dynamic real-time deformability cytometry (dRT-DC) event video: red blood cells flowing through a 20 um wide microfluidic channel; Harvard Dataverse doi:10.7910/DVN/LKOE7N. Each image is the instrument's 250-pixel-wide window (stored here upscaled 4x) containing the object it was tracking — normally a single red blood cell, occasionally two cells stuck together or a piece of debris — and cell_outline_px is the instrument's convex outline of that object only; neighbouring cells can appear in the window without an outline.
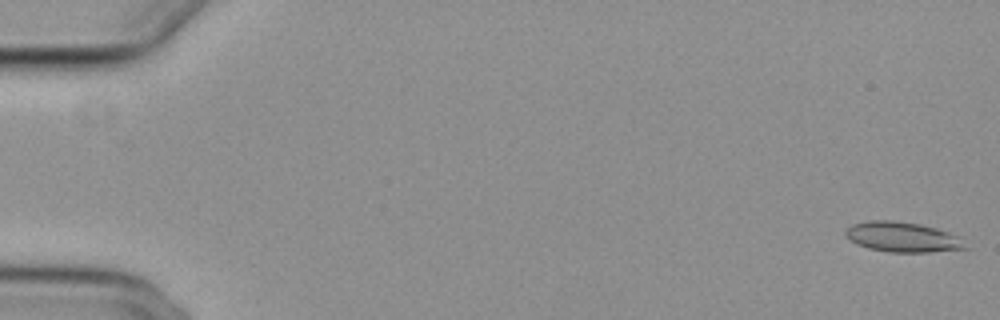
{"species": "common noctule bat (a hibernating species)", "species_latin": "Nyctalus noctula", "temperature_condition": "cold", "stored_images_in_passage": 45, "camera_frame_rate_fps": 3000, "um_per_image_px": 0.085, "animal": {"sex": "female", "body_mass_g": 29.2, "forearm_length_mm": 56.3}, "frame": {"image": 1, "passage_image": 1, "time_ms": 0.0, "image_size_px": [1000, 320], "cell_outline_px": [[972, 248], [928, 252], [888, 252], [868, 248], [856, 244], [844, 232], [852, 224], [872, 220], [892, 220], [920, 224], [936, 228], [960, 236]], "centroid_in_image_um": [76.79, 20.15], "position_along_channel_um": 8.2, "area_um2": 21.1}}
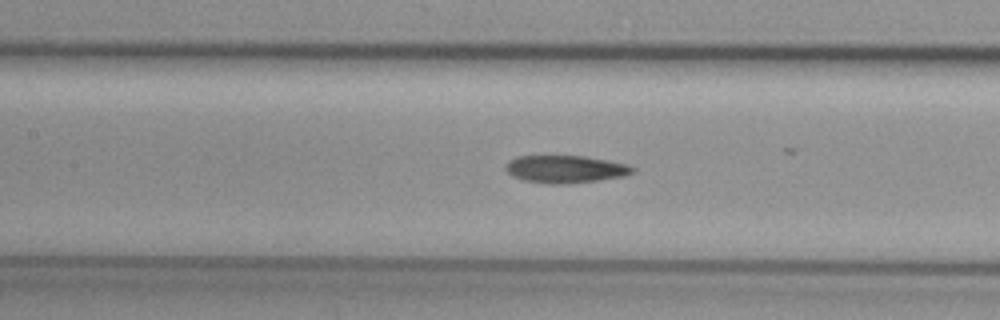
{"frame": {"image": 2, "passage_image": 26, "time_ms": 8.333, "image_size_px": [1000, 320], "cell_outline_px": [[636, 168], [632, 172], [624, 176], [568, 184], [544, 184], [524, 180], [512, 176], [504, 168], [508, 160], [516, 156], [584, 156], [608, 160], [628, 164]], "centroid_in_image_um": [48.03, 14.37], "position_along_channel_um": 159.4, "area_um2": 20.46}}
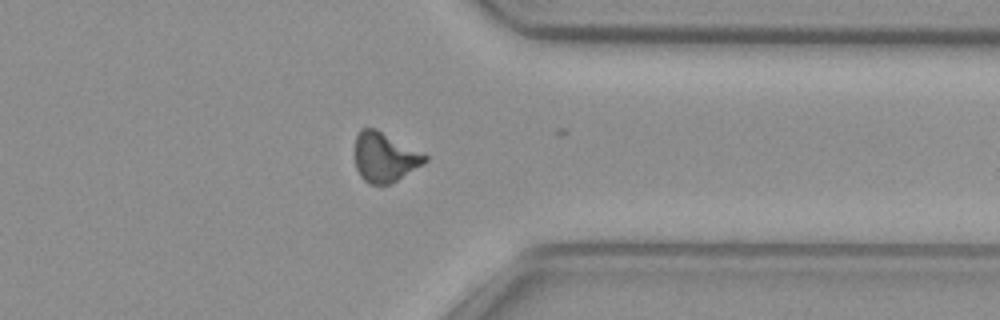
{"frame": {"image": 3, "passage_image": 44, "time_ms": 14.333, "image_size_px": [1000, 320], "cell_outline_px": [[428, 160], [424, 164], [396, 180], [388, 184], [368, 184], [360, 176], [356, 168], [352, 152], [356, 132], [360, 128], [376, 128], [428, 156]], "centroid_in_image_um": [32.62, 13.34], "position_along_channel_um": 378.8, "area_um2": 20.58}}